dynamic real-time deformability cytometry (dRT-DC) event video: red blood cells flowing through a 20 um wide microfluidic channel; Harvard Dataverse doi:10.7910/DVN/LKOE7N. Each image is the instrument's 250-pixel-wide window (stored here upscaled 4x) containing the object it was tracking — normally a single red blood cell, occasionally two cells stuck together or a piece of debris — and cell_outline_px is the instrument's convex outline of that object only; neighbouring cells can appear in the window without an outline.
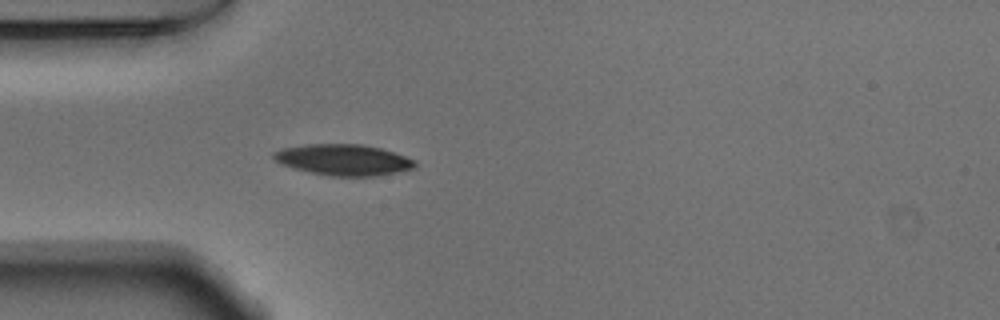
{"species": "Egyptian fruit bat (a non-hibernating species)", "species_latin": "Rousettus aegyptiacus", "temperature_condition": "warm", "stored_images_in_passage": 39, "camera_frame_rate_fps": 3000, "um_per_image_px": 0.085, "animal": {"sex": "male"}, "frame": {"image": 1, "passage_image": 1, "time_ms": 0.0, "image_size_px": [1000, 320], "cell_outline_px": [[416, 168], [376, 176], [328, 176], [292, 168], [276, 160], [272, 156], [272, 152], [284, 148], [308, 144], [360, 144], [380, 148], [416, 160]], "centroid_in_image_um": [29.2, 13.59], "position_along_channel_um": 55.8, "area_um2": 25.43}}
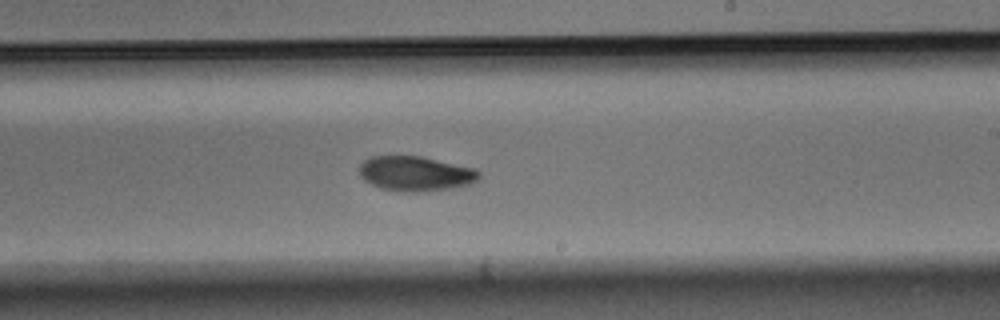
{"frame": {"image": 2, "passage_image": 17, "time_ms": 5.333, "image_size_px": [1000, 320], "cell_outline_px": [[480, 180], [472, 184], [452, 188], [420, 192], [408, 192], [380, 188], [364, 180], [360, 176], [360, 164], [364, 160], [372, 156], [420, 156], [476, 168], [480, 172]], "centroid_in_image_um": [35.37, 14.76], "position_along_channel_um": 253.6, "area_um2": 24.45}}
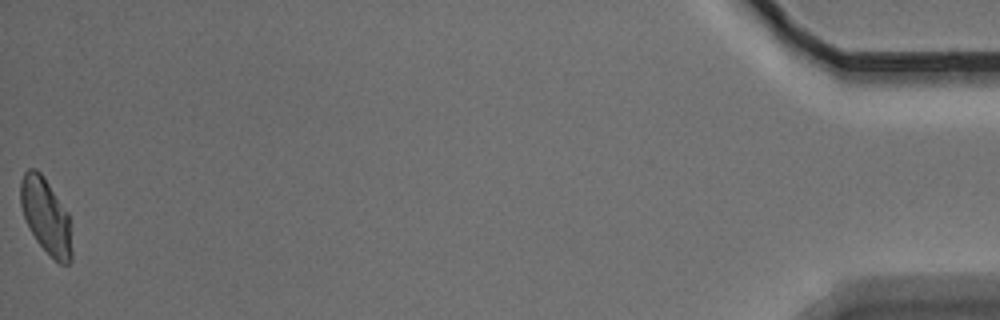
{"frame": {"image": 3, "passage_image": 39, "time_ms": 12.667, "image_size_px": [1000, 320], "cell_outline_px": [[72, 260], [68, 264], [60, 264], [36, 240], [24, 216], [20, 204], [20, 180], [24, 172], [28, 168], [36, 168], [44, 176], [68, 212], [72, 252]], "centroid_in_image_um": [3.9, 18.32], "position_along_channel_um": 431.3, "area_um2": 22.37}, "authors_computed_cell_mechanics": {"area_um2": 23.987, "velocity_mm_per_s": 3.7807, "shape_relaxation_time_tau1_ms": 2.1887, "shape_relaxation_time_tau2_ms": 4.9182, "deformation_change_tau1": 0.1151, "deformation_change_tau2": 0.0872}}